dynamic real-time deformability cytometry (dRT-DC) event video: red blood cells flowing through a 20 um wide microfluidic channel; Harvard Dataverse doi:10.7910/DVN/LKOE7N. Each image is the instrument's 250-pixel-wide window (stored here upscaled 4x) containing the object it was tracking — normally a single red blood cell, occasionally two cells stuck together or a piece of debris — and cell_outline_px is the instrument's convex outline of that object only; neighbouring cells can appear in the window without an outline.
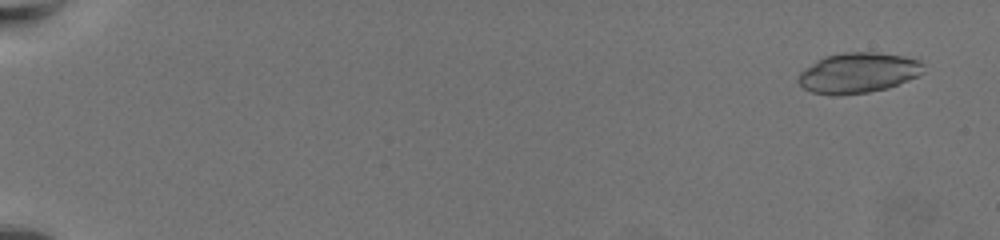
{"species": "common noctule bat (a hibernating species)", "species_latin": "Nyctalus noctula", "temperature_condition": "warm", "stored_images_in_passage": 64, "camera_frame_rate_fps": 3000, "um_per_image_px": 0.085, "animal": {"sex": "female", "body_mass_g": 19.5, "forearm_length_mm": 54.1}, "frame": {"image": 1, "passage_image": 4, "time_ms": 1.0, "image_size_px": [1000, 240], "cell_outline_px": [[924, 72], [908, 80], [888, 88], [868, 92], [836, 96], [812, 92], [804, 88], [796, 80], [800, 72], [804, 68], [816, 60], [824, 56], [844, 52], [876, 52], [904, 56], [920, 60], [924, 64]], "centroid_in_image_um": [72.93, 6.19], "position_along_channel_um": 12.1, "area_um2": 29.65}}
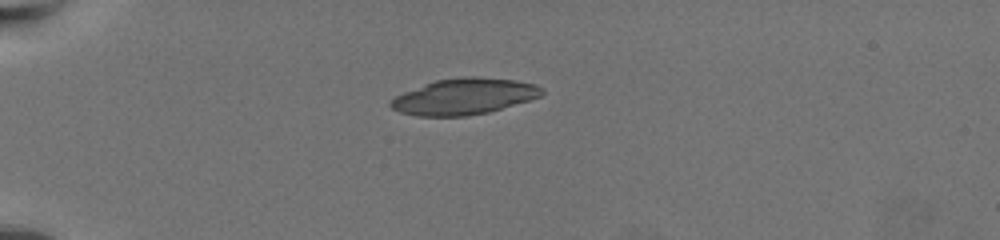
{"frame": {"image": 2, "passage_image": 20, "time_ms": 6.333, "image_size_px": [1000, 240], "cell_outline_px": [[544, 92], [540, 96], [528, 100], [488, 112], [464, 116], [416, 116], [400, 112], [392, 108], [388, 104], [396, 96], [404, 92], [436, 80], [472, 76], [516, 80], [536, 84], [544, 88]], "centroid_in_image_um": [39.46, 8.2], "position_along_channel_um": 45.5, "area_um2": 31.44}}
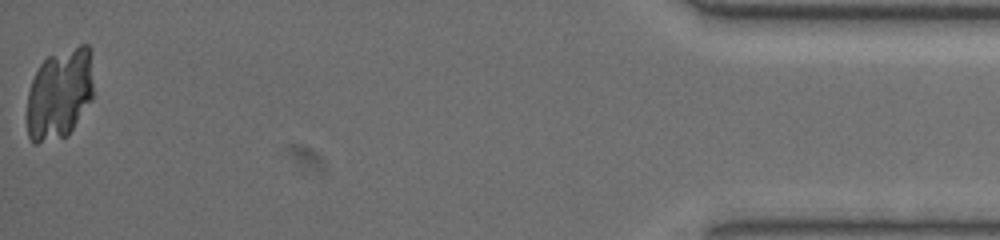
{"frame": {"image": 3, "passage_image": 64, "time_ms": 21.0, "image_size_px": [1000, 240], "cell_outline_px": [[92, 100], [68, 136], [36, 144], [32, 144], [28, 136], [28, 92], [32, 80], [40, 64], [48, 56], [80, 44], [88, 44], [92, 48]], "centroid_in_image_um": [5.09, 7.97], "position_along_channel_um": 430.1, "area_um2": 35.49}}